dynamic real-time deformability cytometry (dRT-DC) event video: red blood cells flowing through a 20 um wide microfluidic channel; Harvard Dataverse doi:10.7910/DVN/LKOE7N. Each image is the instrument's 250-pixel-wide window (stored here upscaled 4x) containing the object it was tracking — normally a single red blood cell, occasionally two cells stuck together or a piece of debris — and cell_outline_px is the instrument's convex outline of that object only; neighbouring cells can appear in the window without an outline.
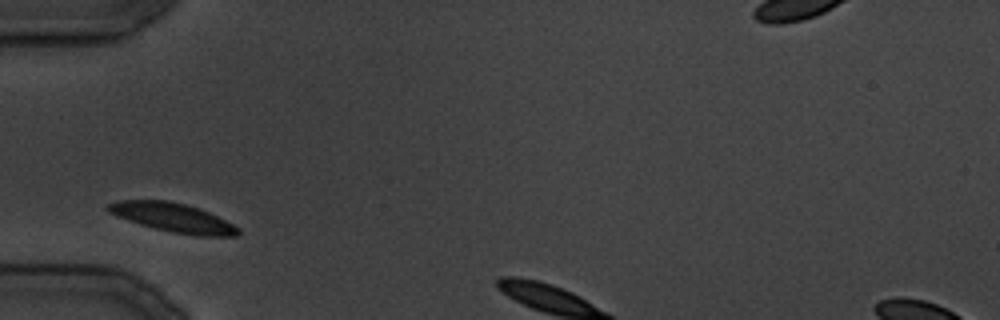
{"species": "common noctule bat (a hibernating species)", "species_latin": "Nyctalus noctula", "temperature_condition": "cold", "stored_images_in_passage": 3, "camera_frame_rate_fps": 3000, "um_per_image_px": 0.085, "animal": {"sex": "male", "body_mass_g": 19.5, "forearm_length_mm": 54.6}, "frame": {"image": 1, "passage_image": 1, "time_ms": 0.0, "image_size_px": [1000, 320], "cell_outline_px": [[240, 232], [236, 236], [200, 236], [172, 232], [140, 224], [116, 216], [108, 212], [104, 208], [108, 204], [116, 200], [168, 200], [200, 208], [240, 228]], "centroid_in_image_um": [14.66, 18.48], "position_along_channel_um": 70.3, "area_um2": 21.85}}